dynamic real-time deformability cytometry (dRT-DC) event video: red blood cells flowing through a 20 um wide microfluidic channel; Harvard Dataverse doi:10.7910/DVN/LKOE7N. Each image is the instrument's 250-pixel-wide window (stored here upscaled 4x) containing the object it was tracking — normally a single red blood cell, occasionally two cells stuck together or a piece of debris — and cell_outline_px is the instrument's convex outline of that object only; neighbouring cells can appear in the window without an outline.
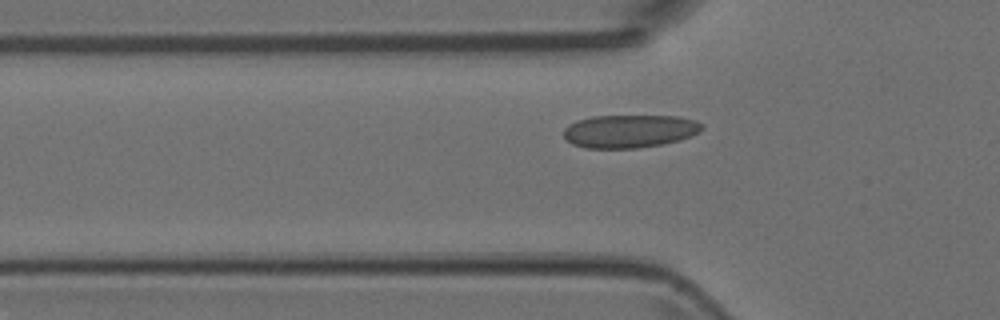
{"species": "Egyptian fruit bat (a non-hibernating species)", "species_latin": "Rousettus aegyptiacus", "temperature_condition": "room temperature", "stored_images_in_passage": 3, "segment_of_instrument_passage": [2, 2], "camera_frame_rate_fps": 3000, "um_per_image_px": 0.085, "animal": {"sex": "female"}, "frame": {"image": 1, "passage_image": 3, "time_ms": 0.667, "image_size_px": [1000, 320], "cell_outline_px": [[704, 128], [700, 132], [680, 140], [660, 144], [636, 148], [584, 148], [572, 144], [564, 136], [564, 128], [568, 124], [576, 120], [592, 116], [680, 116], [696, 120], [704, 124]], "centroid_in_image_um": [53.53, 11.14], "position_along_channel_um": 72.3, "area_um2": 26.82}}